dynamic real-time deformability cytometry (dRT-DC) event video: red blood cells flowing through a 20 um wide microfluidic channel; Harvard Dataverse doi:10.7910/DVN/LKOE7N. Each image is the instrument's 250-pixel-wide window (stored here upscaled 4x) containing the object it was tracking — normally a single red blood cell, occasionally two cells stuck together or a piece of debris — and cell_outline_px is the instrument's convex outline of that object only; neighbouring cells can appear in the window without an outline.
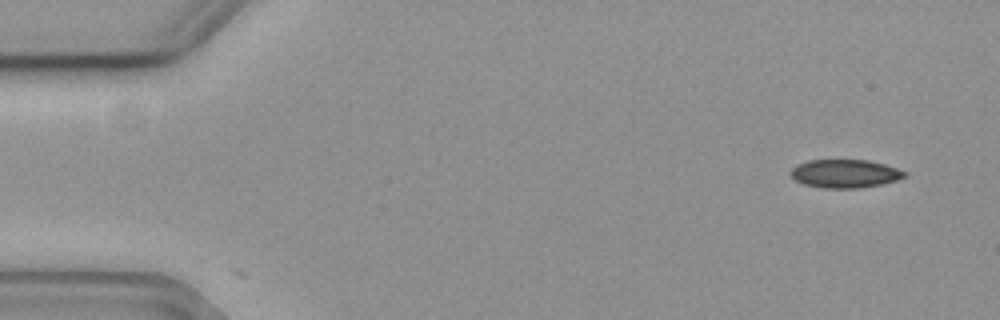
{"species": "common noctule bat (a hibernating species)", "species_latin": "Nyctalus noctula", "temperature_condition": "cold", "stored_images_in_passage": 38, "camera_frame_rate_fps": 3000, "um_per_image_px": 0.085, "animal": {"sex": "female", "body_mass_g": 19.3, "forearm_length_mm": 54.1}, "frame": {"image": 1, "passage_image": 1, "time_ms": 0.0, "image_size_px": [1000, 320], "cell_outline_px": [[908, 176], [896, 180], [880, 184], [860, 188], [824, 188], [804, 184], [796, 180], [788, 172], [796, 164], [808, 160], [868, 160], [884, 164], [908, 172]], "centroid_in_image_um": [71.82, 14.75], "position_along_channel_um": 13.2, "area_um2": 18.84}}
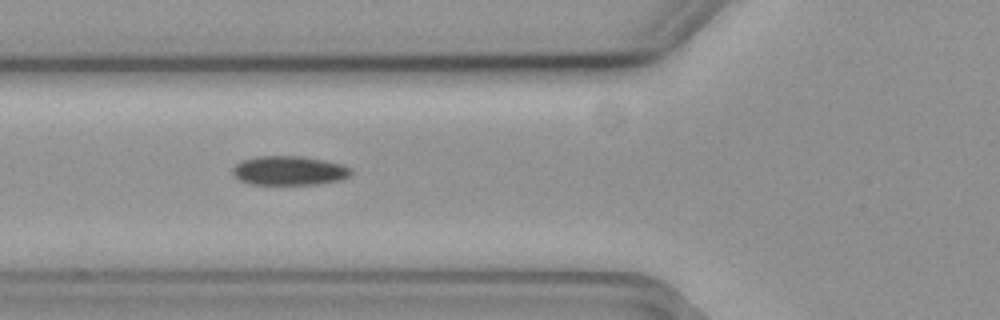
{"frame": {"image": 2, "passage_image": 18, "time_ms": 5.667, "image_size_px": [1000, 320], "cell_outline_px": [[352, 172], [348, 176], [340, 180], [320, 184], [248, 184], [240, 180], [232, 172], [232, 168], [236, 164], [244, 160], [256, 156], [300, 156], [324, 160], [340, 164], [352, 168]], "centroid_in_image_um": [24.58, 14.5], "position_along_channel_um": 101.2, "area_um2": 20.06}}
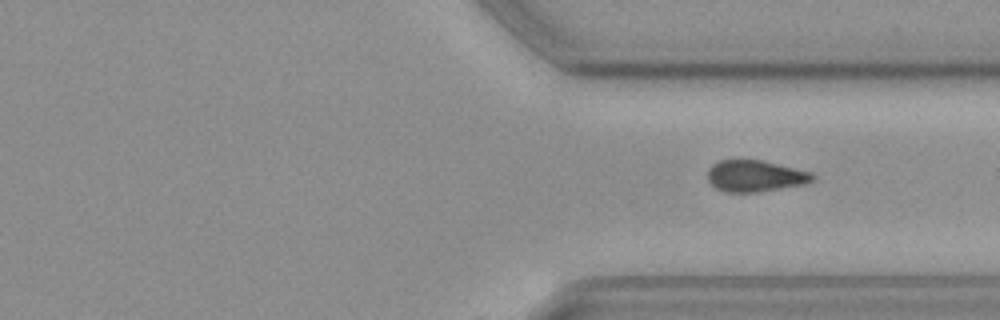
{"frame": {"image": 3, "passage_image": 38, "time_ms": 12.333, "image_size_px": [1000, 320], "cell_outline_px": [[816, 176], [808, 184], [760, 192], [724, 192], [716, 188], [708, 180], [708, 168], [712, 164], [720, 160], [760, 160], [812, 172]], "centroid_in_image_um": [64.21, 14.97], "position_along_channel_um": 347.2, "area_um2": 19.36}}